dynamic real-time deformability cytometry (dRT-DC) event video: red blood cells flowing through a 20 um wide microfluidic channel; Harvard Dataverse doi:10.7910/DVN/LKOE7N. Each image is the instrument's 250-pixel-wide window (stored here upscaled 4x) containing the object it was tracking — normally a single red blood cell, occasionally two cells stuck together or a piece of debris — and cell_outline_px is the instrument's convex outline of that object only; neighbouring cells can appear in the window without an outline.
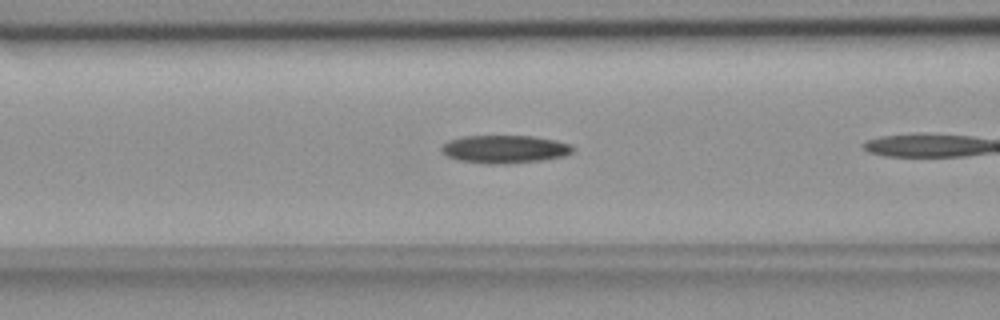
{"species": "common noctule bat (a hibernating species)", "species_latin": "Nyctalus noctula", "temperature_condition": "room temperature", "stored_images_in_passage": 12, "camera_frame_rate_fps": 3000, "um_per_image_px": 0.085, "animal": {"sex": "female", "body_mass_g": 18.4}, "frame": {"image": 1, "passage_image": 7, "time_ms": 2.0, "image_size_px": [1000, 320], "cell_outline_px": [[576, 148], [572, 152], [564, 156], [540, 160], [504, 164], [484, 164], [456, 160], [440, 152], [440, 148], [448, 140], [464, 136], [532, 136], [556, 140], [572, 144]], "centroid_in_image_um": [42.88, 12.68], "position_along_channel_um": 123.7, "area_um2": 21.62}}
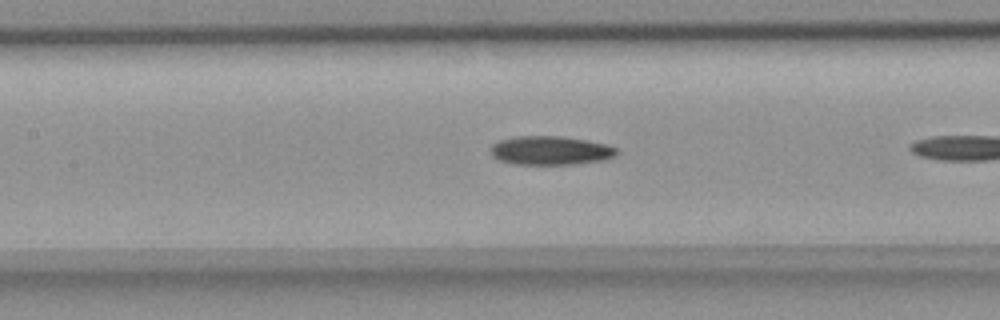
{"frame": {"image": 2, "passage_image": 10, "time_ms": 3.0, "image_size_px": [1000, 320], "cell_outline_px": [[620, 152], [616, 156], [604, 160], [576, 164], [512, 164], [496, 160], [492, 156], [492, 144], [500, 140], [516, 136], [556, 136], [588, 140], [608, 144], [616, 148]], "centroid_in_image_um": [46.82, 12.8], "position_along_channel_um": 160.6, "area_um2": 21.39}}